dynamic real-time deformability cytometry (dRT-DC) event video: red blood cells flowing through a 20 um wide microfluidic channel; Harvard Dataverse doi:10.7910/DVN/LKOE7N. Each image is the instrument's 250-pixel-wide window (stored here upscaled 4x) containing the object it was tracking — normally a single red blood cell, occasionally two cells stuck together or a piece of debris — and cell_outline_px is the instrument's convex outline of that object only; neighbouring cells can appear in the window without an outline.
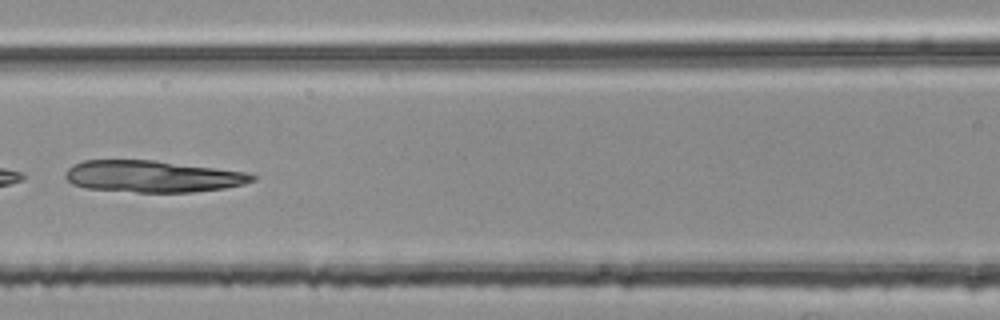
{"species": "common noctule bat (a hibernating species)", "species_latin": "Nyctalus noctula", "temperature_condition": "room temperature", "stored_images_in_passage": 7, "camera_frame_rate_fps": 3000, "um_per_image_px": 0.085, "animal": {"sex": "female", "body_mass_g": 25.1}, "frame": {"image": 1, "passage_image": 7, "time_ms": 2.0, "image_size_px": [1000, 320], "cell_outline_px": [[256, 180], [244, 184], [224, 188], [192, 192], [136, 192], [84, 188], [72, 184], [64, 176], [64, 172], [72, 164], [84, 160], [152, 160], [244, 172], [256, 176]], "centroid_in_image_um": [12.9, 15.0], "position_along_channel_um": 153.7, "area_um2": 34.39}}